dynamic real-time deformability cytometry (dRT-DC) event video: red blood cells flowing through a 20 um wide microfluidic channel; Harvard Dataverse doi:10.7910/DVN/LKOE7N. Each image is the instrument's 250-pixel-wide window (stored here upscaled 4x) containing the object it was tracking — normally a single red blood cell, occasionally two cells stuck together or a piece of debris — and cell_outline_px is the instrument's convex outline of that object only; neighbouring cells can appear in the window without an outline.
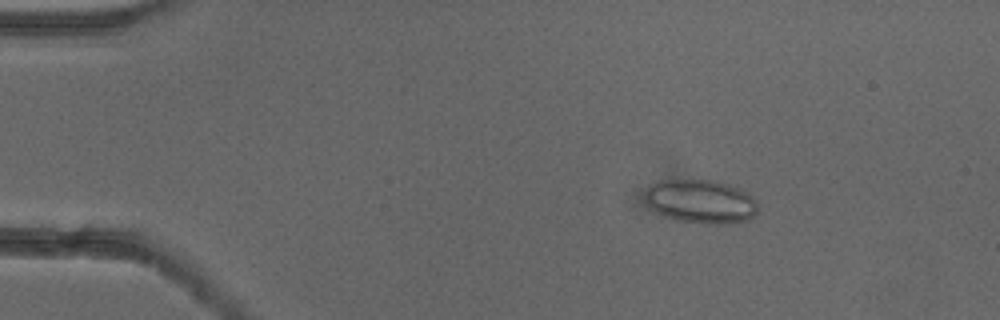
{"species": "common noctule bat (a hibernating species)", "species_latin": "Nyctalus noctula", "temperature_condition": "cold", "stored_images_in_passage": 53, "camera_frame_rate_fps": 3000, "um_per_image_px": 0.085, "animal": {"sex": "female"}, "frame": {"image": 1, "passage_image": 9, "time_ms": 2.667, "image_size_px": [1000, 320], "cell_outline_px": [[756, 212], [748, 220], [720, 224], [704, 224], [676, 220], [656, 212], [648, 204], [648, 188], [656, 180], [712, 180], [748, 192], [756, 200]], "centroid_in_image_um": [59.58, 17.13], "position_along_channel_um": 25.4, "area_um2": 28.26}}
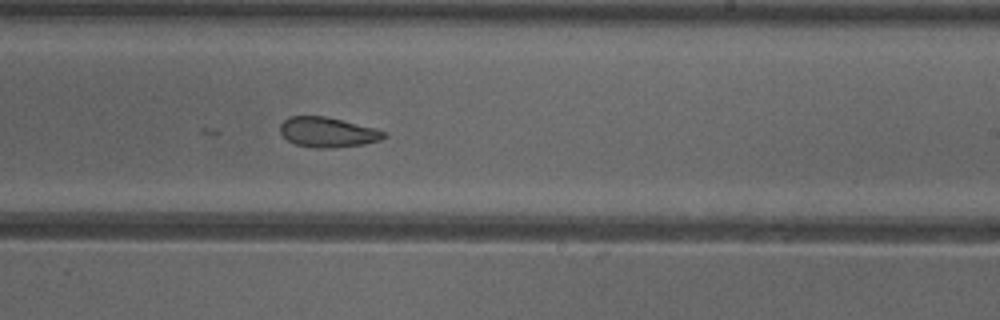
{"frame": {"image": 2, "passage_image": 33, "time_ms": 10.667, "image_size_px": [1000, 320], "cell_outline_px": [[388, 136], [380, 140], [364, 144], [336, 148], [316, 148], [296, 144], [288, 140], [280, 132], [280, 124], [288, 116], [324, 116], [372, 128], [384, 132]], "centroid_in_image_um": [27.82, 11.25], "position_along_channel_um": 261.2, "area_um2": 17.92}}
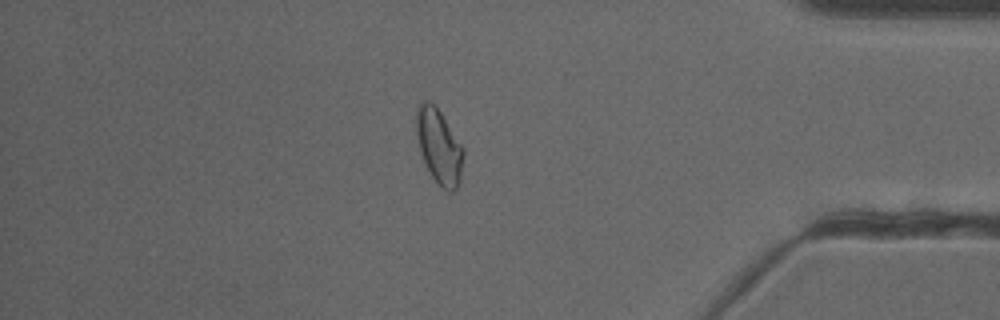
{"frame": {"image": 3, "passage_image": 46, "time_ms": 15.0, "image_size_px": [1000, 320], "cell_outline_px": [[464, 156], [460, 180], [456, 188], [452, 192], [448, 192], [432, 176], [424, 164], [420, 152], [416, 132], [416, 108], [424, 100], [428, 100], [440, 112], [464, 148]], "centroid_in_image_um": [37.31, 12.45], "position_along_channel_um": 397.9, "area_um2": 20.35}}